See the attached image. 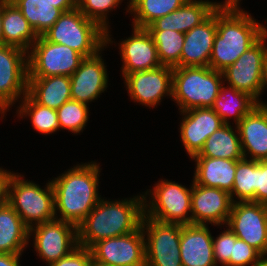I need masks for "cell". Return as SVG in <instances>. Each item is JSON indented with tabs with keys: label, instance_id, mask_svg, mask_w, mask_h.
Returning a JSON list of instances; mask_svg holds the SVG:
<instances>
[{
	"label": "cell",
	"instance_id": "cell-1",
	"mask_svg": "<svg viewBox=\"0 0 267 266\" xmlns=\"http://www.w3.org/2000/svg\"><path fill=\"white\" fill-rule=\"evenodd\" d=\"M100 167L96 160L81 162L51 180L56 219L78 226L95 208L102 198Z\"/></svg>",
	"mask_w": 267,
	"mask_h": 266
},
{
	"label": "cell",
	"instance_id": "cell-5",
	"mask_svg": "<svg viewBox=\"0 0 267 266\" xmlns=\"http://www.w3.org/2000/svg\"><path fill=\"white\" fill-rule=\"evenodd\" d=\"M12 172L7 185V202L19 214L24 224L31 227L51 221L55 216L54 191L51 178L41 187L25 174Z\"/></svg>",
	"mask_w": 267,
	"mask_h": 266
},
{
	"label": "cell",
	"instance_id": "cell-13",
	"mask_svg": "<svg viewBox=\"0 0 267 266\" xmlns=\"http://www.w3.org/2000/svg\"><path fill=\"white\" fill-rule=\"evenodd\" d=\"M92 260L105 266H146L145 239L141 226L134 232L96 242Z\"/></svg>",
	"mask_w": 267,
	"mask_h": 266
},
{
	"label": "cell",
	"instance_id": "cell-23",
	"mask_svg": "<svg viewBox=\"0 0 267 266\" xmlns=\"http://www.w3.org/2000/svg\"><path fill=\"white\" fill-rule=\"evenodd\" d=\"M219 2L210 0H187L181 7L163 17L157 18L147 30H175L186 33L203 22Z\"/></svg>",
	"mask_w": 267,
	"mask_h": 266
},
{
	"label": "cell",
	"instance_id": "cell-32",
	"mask_svg": "<svg viewBox=\"0 0 267 266\" xmlns=\"http://www.w3.org/2000/svg\"><path fill=\"white\" fill-rule=\"evenodd\" d=\"M27 19L37 36H42L64 13L43 0H10Z\"/></svg>",
	"mask_w": 267,
	"mask_h": 266
},
{
	"label": "cell",
	"instance_id": "cell-16",
	"mask_svg": "<svg viewBox=\"0 0 267 266\" xmlns=\"http://www.w3.org/2000/svg\"><path fill=\"white\" fill-rule=\"evenodd\" d=\"M107 46L91 57H85L80 66L70 76L71 99L88 106L107 92L109 73L106 68L103 51Z\"/></svg>",
	"mask_w": 267,
	"mask_h": 266
},
{
	"label": "cell",
	"instance_id": "cell-50",
	"mask_svg": "<svg viewBox=\"0 0 267 266\" xmlns=\"http://www.w3.org/2000/svg\"><path fill=\"white\" fill-rule=\"evenodd\" d=\"M91 266H105V265L98 264V263H95V262H93V261H92V264H91Z\"/></svg>",
	"mask_w": 267,
	"mask_h": 266
},
{
	"label": "cell",
	"instance_id": "cell-19",
	"mask_svg": "<svg viewBox=\"0 0 267 266\" xmlns=\"http://www.w3.org/2000/svg\"><path fill=\"white\" fill-rule=\"evenodd\" d=\"M179 114L180 141L191 160L203 149L206 139L225 123L212 108H193Z\"/></svg>",
	"mask_w": 267,
	"mask_h": 266
},
{
	"label": "cell",
	"instance_id": "cell-40",
	"mask_svg": "<svg viewBox=\"0 0 267 266\" xmlns=\"http://www.w3.org/2000/svg\"><path fill=\"white\" fill-rule=\"evenodd\" d=\"M255 202L267 205V159L256 161Z\"/></svg>",
	"mask_w": 267,
	"mask_h": 266
},
{
	"label": "cell",
	"instance_id": "cell-2",
	"mask_svg": "<svg viewBox=\"0 0 267 266\" xmlns=\"http://www.w3.org/2000/svg\"><path fill=\"white\" fill-rule=\"evenodd\" d=\"M131 197L111 201L102 197L77 226L78 245L90 249L98 241L136 231L144 215V195Z\"/></svg>",
	"mask_w": 267,
	"mask_h": 266
},
{
	"label": "cell",
	"instance_id": "cell-48",
	"mask_svg": "<svg viewBox=\"0 0 267 266\" xmlns=\"http://www.w3.org/2000/svg\"><path fill=\"white\" fill-rule=\"evenodd\" d=\"M242 0H235V10H244L245 8H241Z\"/></svg>",
	"mask_w": 267,
	"mask_h": 266
},
{
	"label": "cell",
	"instance_id": "cell-47",
	"mask_svg": "<svg viewBox=\"0 0 267 266\" xmlns=\"http://www.w3.org/2000/svg\"><path fill=\"white\" fill-rule=\"evenodd\" d=\"M10 110H8L1 102H0V120L1 118L4 119V117H6L7 112H9Z\"/></svg>",
	"mask_w": 267,
	"mask_h": 266
},
{
	"label": "cell",
	"instance_id": "cell-6",
	"mask_svg": "<svg viewBox=\"0 0 267 266\" xmlns=\"http://www.w3.org/2000/svg\"><path fill=\"white\" fill-rule=\"evenodd\" d=\"M42 36L50 42L68 46L84 57L94 56L106 46V31L78 8L64 12Z\"/></svg>",
	"mask_w": 267,
	"mask_h": 266
},
{
	"label": "cell",
	"instance_id": "cell-34",
	"mask_svg": "<svg viewBox=\"0 0 267 266\" xmlns=\"http://www.w3.org/2000/svg\"><path fill=\"white\" fill-rule=\"evenodd\" d=\"M256 161L242 158L237 160L235 180L230 197L235 202H255Z\"/></svg>",
	"mask_w": 267,
	"mask_h": 266
},
{
	"label": "cell",
	"instance_id": "cell-12",
	"mask_svg": "<svg viewBox=\"0 0 267 266\" xmlns=\"http://www.w3.org/2000/svg\"><path fill=\"white\" fill-rule=\"evenodd\" d=\"M27 85L28 52L0 44V102L12 110L27 94Z\"/></svg>",
	"mask_w": 267,
	"mask_h": 266
},
{
	"label": "cell",
	"instance_id": "cell-39",
	"mask_svg": "<svg viewBox=\"0 0 267 266\" xmlns=\"http://www.w3.org/2000/svg\"><path fill=\"white\" fill-rule=\"evenodd\" d=\"M92 253L89 248L78 246L69 255L49 266H91Z\"/></svg>",
	"mask_w": 267,
	"mask_h": 266
},
{
	"label": "cell",
	"instance_id": "cell-29",
	"mask_svg": "<svg viewBox=\"0 0 267 266\" xmlns=\"http://www.w3.org/2000/svg\"><path fill=\"white\" fill-rule=\"evenodd\" d=\"M193 157H211L229 160H240L244 158L236 125L225 124L220 129L214 131L206 139L200 153Z\"/></svg>",
	"mask_w": 267,
	"mask_h": 266
},
{
	"label": "cell",
	"instance_id": "cell-25",
	"mask_svg": "<svg viewBox=\"0 0 267 266\" xmlns=\"http://www.w3.org/2000/svg\"><path fill=\"white\" fill-rule=\"evenodd\" d=\"M70 76L28 77L27 94L38 104L58 109L71 100Z\"/></svg>",
	"mask_w": 267,
	"mask_h": 266
},
{
	"label": "cell",
	"instance_id": "cell-37",
	"mask_svg": "<svg viewBox=\"0 0 267 266\" xmlns=\"http://www.w3.org/2000/svg\"><path fill=\"white\" fill-rule=\"evenodd\" d=\"M223 228L217 237L213 236V254L217 266H229L230 256H233V243L238 239L227 225Z\"/></svg>",
	"mask_w": 267,
	"mask_h": 266
},
{
	"label": "cell",
	"instance_id": "cell-26",
	"mask_svg": "<svg viewBox=\"0 0 267 266\" xmlns=\"http://www.w3.org/2000/svg\"><path fill=\"white\" fill-rule=\"evenodd\" d=\"M28 240L29 228L6 201L0 206V253L24 254Z\"/></svg>",
	"mask_w": 267,
	"mask_h": 266
},
{
	"label": "cell",
	"instance_id": "cell-45",
	"mask_svg": "<svg viewBox=\"0 0 267 266\" xmlns=\"http://www.w3.org/2000/svg\"><path fill=\"white\" fill-rule=\"evenodd\" d=\"M2 16H3V0H0V44H3Z\"/></svg>",
	"mask_w": 267,
	"mask_h": 266
},
{
	"label": "cell",
	"instance_id": "cell-10",
	"mask_svg": "<svg viewBox=\"0 0 267 266\" xmlns=\"http://www.w3.org/2000/svg\"><path fill=\"white\" fill-rule=\"evenodd\" d=\"M28 241L29 245L33 242L36 256L46 266L66 257L79 246L77 226L56 218L31 227Z\"/></svg>",
	"mask_w": 267,
	"mask_h": 266
},
{
	"label": "cell",
	"instance_id": "cell-31",
	"mask_svg": "<svg viewBox=\"0 0 267 266\" xmlns=\"http://www.w3.org/2000/svg\"><path fill=\"white\" fill-rule=\"evenodd\" d=\"M15 108L17 118L24 120L29 117L32 128L38 133L47 136L60 131L57 110L36 103L28 94Z\"/></svg>",
	"mask_w": 267,
	"mask_h": 266
},
{
	"label": "cell",
	"instance_id": "cell-35",
	"mask_svg": "<svg viewBox=\"0 0 267 266\" xmlns=\"http://www.w3.org/2000/svg\"><path fill=\"white\" fill-rule=\"evenodd\" d=\"M124 0H77V8L88 19L98 23L106 31V46L113 45L115 39L111 35V22H109V13L120 8ZM109 15V16H108ZM113 39V40H112Z\"/></svg>",
	"mask_w": 267,
	"mask_h": 266
},
{
	"label": "cell",
	"instance_id": "cell-11",
	"mask_svg": "<svg viewBox=\"0 0 267 266\" xmlns=\"http://www.w3.org/2000/svg\"><path fill=\"white\" fill-rule=\"evenodd\" d=\"M84 58L68 46L38 36L28 52V77L71 76Z\"/></svg>",
	"mask_w": 267,
	"mask_h": 266
},
{
	"label": "cell",
	"instance_id": "cell-43",
	"mask_svg": "<svg viewBox=\"0 0 267 266\" xmlns=\"http://www.w3.org/2000/svg\"><path fill=\"white\" fill-rule=\"evenodd\" d=\"M49 4H53L56 8L61 9L63 12H67L77 8V0H43Z\"/></svg>",
	"mask_w": 267,
	"mask_h": 266
},
{
	"label": "cell",
	"instance_id": "cell-22",
	"mask_svg": "<svg viewBox=\"0 0 267 266\" xmlns=\"http://www.w3.org/2000/svg\"><path fill=\"white\" fill-rule=\"evenodd\" d=\"M208 225H181L182 266H217L213 254V235Z\"/></svg>",
	"mask_w": 267,
	"mask_h": 266
},
{
	"label": "cell",
	"instance_id": "cell-33",
	"mask_svg": "<svg viewBox=\"0 0 267 266\" xmlns=\"http://www.w3.org/2000/svg\"><path fill=\"white\" fill-rule=\"evenodd\" d=\"M157 47L158 57L163 66L180 67V56L185 33L175 30H148Z\"/></svg>",
	"mask_w": 267,
	"mask_h": 266
},
{
	"label": "cell",
	"instance_id": "cell-30",
	"mask_svg": "<svg viewBox=\"0 0 267 266\" xmlns=\"http://www.w3.org/2000/svg\"><path fill=\"white\" fill-rule=\"evenodd\" d=\"M187 0H129L126 12L132 16V25L146 28L157 18L163 17L181 7Z\"/></svg>",
	"mask_w": 267,
	"mask_h": 266
},
{
	"label": "cell",
	"instance_id": "cell-9",
	"mask_svg": "<svg viewBox=\"0 0 267 266\" xmlns=\"http://www.w3.org/2000/svg\"><path fill=\"white\" fill-rule=\"evenodd\" d=\"M146 266H182L180 257L181 224L164 223L142 217Z\"/></svg>",
	"mask_w": 267,
	"mask_h": 266
},
{
	"label": "cell",
	"instance_id": "cell-20",
	"mask_svg": "<svg viewBox=\"0 0 267 266\" xmlns=\"http://www.w3.org/2000/svg\"><path fill=\"white\" fill-rule=\"evenodd\" d=\"M217 34V8L199 25L185 33L180 67L209 66Z\"/></svg>",
	"mask_w": 267,
	"mask_h": 266
},
{
	"label": "cell",
	"instance_id": "cell-44",
	"mask_svg": "<svg viewBox=\"0 0 267 266\" xmlns=\"http://www.w3.org/2000/svg\"><path fill=\"white\" fill-rule=\"evenodd\" d=\"M219 8L235 10V0H224L223 2H219Z\"/></svg>",
	"mask_w": 267,
	"mask_h": 266
},
{
	"label": "cell",
	"instance_id": "cell-38",
	"mask_svg": "<svg viewBox=\"0 0 267 266\" xmlns=\"http://www.w3.org/2000/svg\"><path fill=\"white\" fill-rule=\"evenodd\" d=\"M264 256L254 247L241 239L233 243V256L229 266H256Z\"/></svg>",
	"mask_w": 267,
	"mask_h": 266
},
{
	"label": "cell",
	"instance_id": "cell-7",
	"mask_svg": "<svg viewBox=\"0 0 267 266\" xmlns=\"http://www.w3.org/2000/svg\"><path fill=\"white\" fill-rule=\"evenodd\" d=\"M189 187L168 179H159L144 195V214L164 223L191 224V194Z\"/></svg>",
	"mask_w": 267,
	"mask_h": 266
},
{
	"label": "cell",
	"instance_id": "cell-17",
	"mask_svg": "<svg viewBox=\"0 0 267 266\" xmlns=\"http://www.w3.org/2000/svg\"><path fill=\"white\" fill-rule=\"evenodd\" d=\"M232 200L230 193L214 187L198 185L193 181L191 194V224L219 228L227 224Z\"/></svg>",
	"mask_w": 267,
	"mask_h": 266
},
{
	"label": "cell",
	"instance_id": "cell-36",
	"mask_svg": "<svg viewBox=\"0 0 267 266\" xmlns=\"http://www.w3.org/2000/svg\"><path fill=\"white\" fill-rule=\"evenodd\" d=\"M89 109L88 105L72 99L62 104L57 109L60 131L67 130L74 135H81L90 119Z\"/></svg>",
	"mask_w": 267,
	"mask_h": 266
},
{
	"label": "cell",
	"instance_id": "cell-4",
	"mask_svg": "<svg viewBox=\"0 0 267 266\" xmlns=\"http://www.w3.org/2000/svg\"><path fill=\"white\" fill-rule=\"evenodd\" d=\"M223 84L222 72L209 66L175 67L171 100L179 112L211 108Z\"/></svg>",
	"mask_w": 267,
	"mask_h": 266
},
{
	"label": "cell",
	"instance_id": "cell-27",
	"mask_svg": "<svg viewBox=\"0 0 267 266\" xmlns=\"http://www.w3.org/2000/svg\"><path fill=\"white\" fill-rule=\"evenodd\" d=\"M3 44L21 48L29 52L38 36L22 15L18 7L10 0H3Z\"/></svg>",
	"mask_w": 267,
	"mask_h": 266
},
{
	"label": "cell",
	"instance_id": "cell-41",
	"mask_svg": "<svg viewBox=\"0 0 267 266\" xmlns=\"http://www.w3.org/2000/svg\"><path fill=\"white\" fill-rule=\"evenodd\" d=\"M12 172L0 167V206L7 201V185Z\"/></svg>",
	"mask_w": 267,
	"mask_h": 266
},
{
	"label": "cell",
	"instance_id": "cell-15",
	"mask_svg": "<svg viewBox=\"0 0 267 266\" xmlns=\"http://www.w3.org/2000/svg\"><path fill=\"white\" fill-rule=\"evenodd\" d=\"M226 225L238 239L267 256V205L252 201L235 202Z\"/></svg>",
	"mask_w": 267,
	"mask_h": 266
},
{
	"label": "cell",
	"instance_id": "cell-8",
	"mask_svg": "<svg viewBox=\"0 0 267 266\" xmlns=\"http://www.w3.org/2000/svg\"><path fill=\"white\" fill-rule=\"evenodd\" d=\"M266 59L267 32L232 65L222 71L224 84L249 94L263 105L261 95Z\"/></svg>",
	"mask_w": 267,
	"mask_h": 266
},
{
	"label": "cell",
	"instance_id": "cell-49",
	"mask_svg": "<svg viewBox=\"0 0 267 266\" xmlns=\"http://www.w3.org/2000/svg\"><path fill=\"white\" fill-rule=\"evenodd\" d=\"M256 266H267V256L263 257Z\"/></svg>",
	"mask_w": 267,
	"mask_h": 266
},
{
	"label": "cell",
	"instance_id": "cell-3",
	"mask_svg": "<svg viewBox=\"0 0 267 266\" xmlns=\"http://www.w3.org/2000/svg\"><path fill=\"white\" fill-rule=\"evenodd\" d=\"M246 10L217 8V34L210 56L209 67L223 71L253 46L266 32Z\"/></svg>",
	"mask_w": 267,
	"mask_h": 266
},
{
	"label": "cell",
	"instance_id": "cell-24",
	"mask_svg": "<svg viewBox=\"0 0 267 266\" xmlns=\"http://www.w3.org/2000/svg\"><path fill=\"white\" fill-rule=\"evenodd\" d=\"M195 162L193 181L205 187L231 192L235 180L237 160L211 157H192Z\"/></svg>",
	"mask_w": 267,
	"mask_h": 266
},
{
	"label": "cell",
	"instance_id": "cell-46",
	"mask_svg": "<svg viewBox=\"0 0 267 266\" xmlns=\"http://www.w3.org/2000/svg\"><path fill=\"white\" fill-rule=\"evenodd\" d=\"M267 59L265 61V67H264V77H263V85H262V95L267 90ZM265 90V91H264Z\"/></svg>",
	"mask_w": 267,
	"mask_h": 266
},
{
	"label": "cell",
	"instance_id": "cell-42",
	"mask_svg": "<svg viewBox=\"0 0 267 266\" xmlns=\"http://www.w3.org/2000/svg\"><path fill=\"white\" fill-rule=\"evenodd\" d=\"M23 254L0 253V266H21L20 260Z\"/></svg>",
	"mask_w": 267,
	"mask_h": 266
},
{
	"label": "cell",
	"instance_id": "cell-21",
	"mask_svg": "<svg viewBox=\"0 0 267 266\" xmlns=\"http://www.w3.org/2000/svg\"><path fill=\"white\" fill-rule=\"evenodd\" d=\"M265 102V103H264ZM267 101L255 106L236 125L243 156L255 161L267 159Z\"/></svg>",
	"mask_w": 267,
	"mask_h": 266
},
{
	"label": "cell",
	"instance_id": "cell-18",
	"mask_svg": "<svg viewBox=\"0 0 267 266\" xmlns=\"http://www.w3.org/2000/svg\"><path fill=\"white\" fill-rule=\"evenodd\" d=\"M119 49L122 61V79L127 75L139 71H147L162 66L154 40L146 28L132 26L130 37L115 43Z\"/></svg>",
	"mask_w": 267,
	"mask_h": 266
},
{
	"label": "cell",
	"instance_id": "cell-28",
	"mask_svg": "<svg viewBox=\"0 0 267 266\" xmlns=\"http://www.w3.org/2000/svg\"><path fill=\"white\" fill-rule=\"evenodd\" d=\"M258 104L249 94L223 84L211 108L225 124L237 125Z\"/></svg>",
	"mask_w": 267,
	"mask_h": 266
},
{
	"label": "cell",
	"instance_id": "cell-14",
	"mask_svg": "<svg viewBox=\"0 0 267 266\" xmlns=\"http://www.w3.org/2000/svg\"><path fill=\"white\" fill-rule=\"evenodd\" d=\"M124 86L131 101L144 107L155 108L164 98L172 99L173 68H159L127 74Z\"/></svg>",
	"mask_w": 267,
	"mask_h": 266
}]
</instances>
